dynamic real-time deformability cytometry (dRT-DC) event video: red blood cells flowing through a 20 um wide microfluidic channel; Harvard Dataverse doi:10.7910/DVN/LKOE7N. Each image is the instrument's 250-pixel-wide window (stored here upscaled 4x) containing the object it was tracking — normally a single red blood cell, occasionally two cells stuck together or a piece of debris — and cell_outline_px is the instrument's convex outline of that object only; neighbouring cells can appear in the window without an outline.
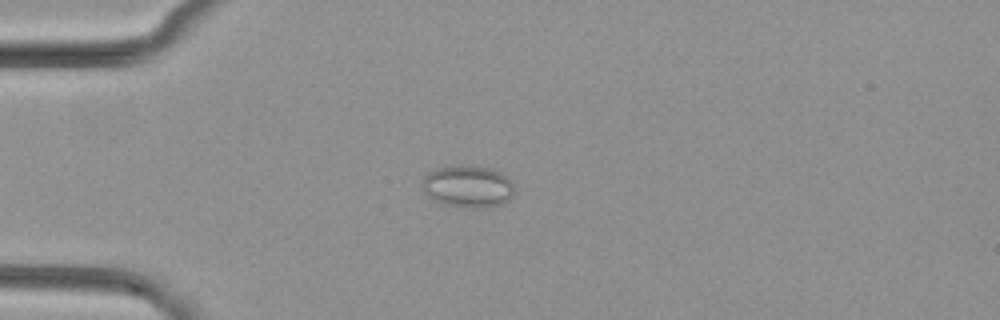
{"species": "common noctule bat (a hibernating species)", "species_latin": "Nyctalus noctula", "temperature_condition": "cold", "stored_images_in_passage": 5, "camera_frame_rate_fps": 3000, "um_per_image_px": 0.085, "animal": {"sex": "female", "body_mass_g": 29.2, "forearm_length_mm": 56.3}, "frame": {"image": 1, "passage_image": 2, "time_ms": 0.333, "image_size_px": [1000, 320], "cell_outline_px": [[512, 196], [504, 204], [488, 208], [472, 208], [444, 204], [428, 196], [424, 192], [420, 184], [424, 176], [428, 172], [440, 168], [460, 164], [492, 168], [500, 172], [512, 184]], "centroid_in_image_um": [39.74, 15.85], "position_along_channel_um": 45.3, "area_um2": 22.66}}
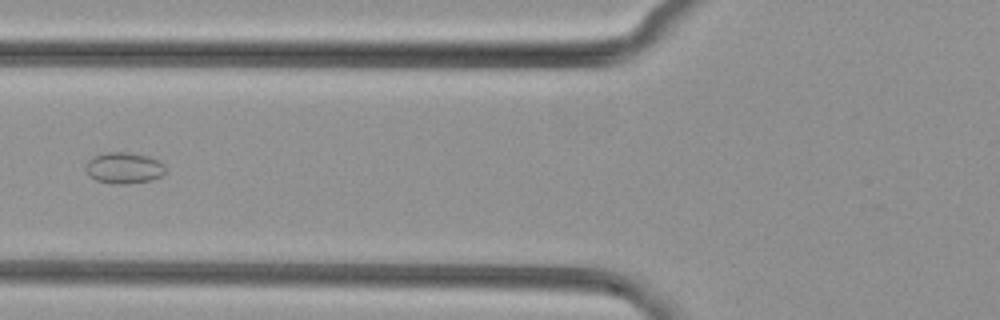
{"frame": {"image": 2, "passage_image": 4, "time_ms": 1.0, "image_size_px": [1000, 320], "cell_outline_px": [[164, 172], [160, 176], [152, 180], [124, 184], [112, 184], [96, 180], [88, 176], [84, 168], [84, 164], [92, 156], [104, 152], [128, 152], [148, 156], [160, 160], [164, 164]], "centroid_in_image_um": [10.48, 14.26], "position_along_channel_um": 115.3, "area_um2": 14.8}}